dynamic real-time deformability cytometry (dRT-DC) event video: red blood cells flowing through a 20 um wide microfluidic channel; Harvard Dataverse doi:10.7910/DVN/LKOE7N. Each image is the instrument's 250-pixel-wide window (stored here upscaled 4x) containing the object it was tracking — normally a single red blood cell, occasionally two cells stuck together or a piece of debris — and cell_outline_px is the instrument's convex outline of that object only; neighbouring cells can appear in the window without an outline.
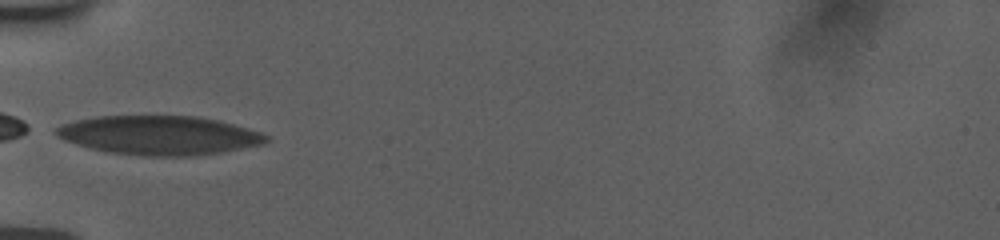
{"species": "human", "species_latin": "Homo sapiens", "temperature_condition": "room temperature", "stored_images_in_passage": 23, "camera_frame_rate_fps": 3000, "um_per_image_px": 0.085, "donor": {"sex": "female"}, "frame": {"image": 1, "passage_image": 1, "time_ms": 0.0, "image_size_px": [1000, 240], "cell_outline_px": [[268, 140], [260, 144], [224, 152], [196, 156], [140, 156], [104, 152], [76, 144], [64, 140], [56, 136], [56, 128], [64, 124], [80, 120], [100, 116], [196, 116], [216, 120], [232, 124], [260, 132], [268, 136]], "centroid_in_image_um": [13.52, 11.52], "position_along_channel_um": 71.5, "area_um2": 47.57}}
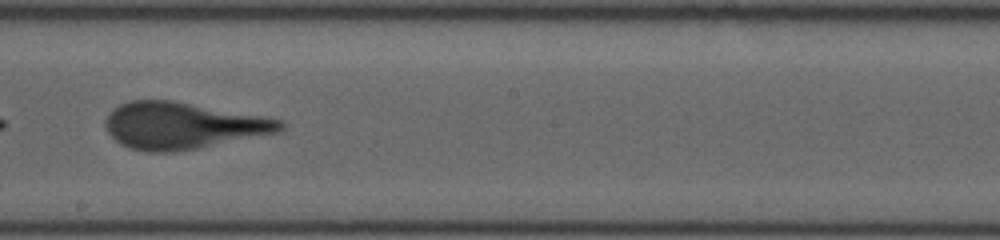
{"frame": {"image": 2, "passage_image": 10, "time_ms": 4.333, "image_size_px": [1000, 240], "cell_outline_px": [[284, 128], [280, 132], [200, 148], [172, 152], [148, 152], [128, 148], [120, 144], [108, 132], [108, 116], [120, 104], [132, 100], [172, 100], [260, 116], [280, 120], [284, 124]], "centroid_in_image_um": [15.54, 10.69], "position_along_channel_um": 232.7, "area_um2": 46.93}}
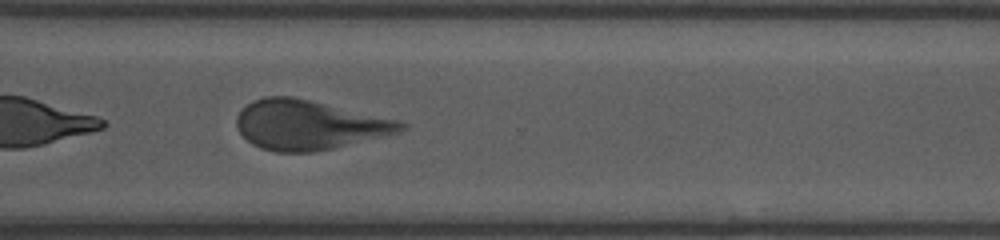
{"frame": {"image": 3, "passage_image": 16, "time_ms": 7.333, "image_size_px": [1000, 240], "cell_outline_px": [[408, 128], [396, 132], [332, 148], [312, 152], [276, 152], [260, 148], [252, 144], [240, 132], [236, 124], [236, 116], [252, 100], [264, 96], [292, 96], [396, 120], [408, 124]], "centroid_in_image_um": [26.18, 10.61], "position_along_channel_um": 344.4, "area_um2": 46.53}, "authors_computed_cell_mechanics": {"area_um2": 47.107, "velocity_mm_per_s": 3.7424, "shape_relaxation_time_tau1_ms": 4.9153, "shape_relaxation_time_tau2_ms": 0.0131, "deformation_change_tau1": 0.1745, "deformation_change_tau2": 0.0897}}